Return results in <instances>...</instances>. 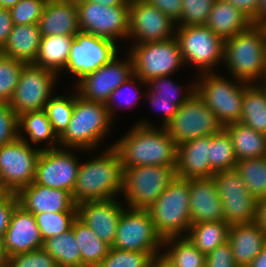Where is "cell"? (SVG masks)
<instances>
[{
  "label": "cell",
  "mask_w": 266,
  "mask_h": 267,
  "mask_svg": "<svg viewBox=\"0 0 266 267\" xmlns=\"http://www.w3.org/2000/svg\"><path fill=\"white\" fill-rule=\"evenodd\" d=\"M147 120L140 119L114 142L123 169L148 165L176 166V142L164 127Z\"/></svg>",
  "instance_id": "obj_1"
},
{
  "label": "cell",
  "mask_w": 266,
  "mask_h": 267,
  "mask_svg": "<svg viewBox=\"0 0 266 267\" xmlns=\"http://www.w3.org/2000/svg\"><path fill=\"white\" fill-rule=\"evenodd\" d=\"M110 143L99 154L80 162L72 197L76 205L95 200L119 198L123 191L124 169L120 154ZM105 149V150H104Z\"/></svg>",
  "instance_id": "obj_2"
},
{
  "label": "cell",
  "mask_w": 266,
  "mask_h": 267,
  "mask_svg": "<svg viewBox=\"0 0 266 267\" xmlns=\"http://www.w3.org/2000/svg\"><path fill=\"white\" fill-rule=\"evenodd\" d=\"M114 123L104 103L86 100L74 88V111L69 125L59 137V147L102 150L98 148H102V142L111 135Z\"/></svg>",
  "instance_id": "obj_3"
},
{
  "label": "cell",
  "mask_w": 266,
  "mask_h": 267,
  "mask_svg": "<svg viewBox=\"0 0 266 267\" xmlns=\"http://www.w3.org/2000/svg\"><path fill=\"white\" fill-rule=\"evenodd\" d=\"M223 65L233 78L260 84L266 78V35L260 24L225 39Z\"/></svg>",
  "instance_id": "obj_4"
},
{
  "label": "cell",
  "mask_w": 266,
  "mask_h": 267,
  "mask_svg": "<svg viewBox=\"0 0 266 267\" xmlns=\"http://www.w3.org/2000/svg\"><path fill=\"white\" fill-rule=\"evenodd\" d=\"M189 199V179L176 177L147 209L162 240L187 236L191 226Z\"/></svg>",
  "instance_id": "obj_5"
},
{
  "label": "cell",
  "mask_w": 266,
  "mask_h": 267,
  "mask_svg": "<svg viewBox=\"0 0 266 267\" xmlns=\"http://www.w3.org/2000/svg\"><path fill=\"white\" fill-rule=\"evenodd\" d=\"M229 78L220 72L196 76V92L223 127L240 122L245 92V82Z\"/></svg>",
  "instance_id": "obj_6"
},
{
  "label": "cell",
  "mask_w": 266,
  "mask_h": 267,
  "mask_svg": "<svg viewBox=\"0 0 266 267\" xmlns=\"http://www.w3.org/2000/svg\"><path fill=\"white\" fill-rule=\"evenodd\" d=\"M178 41L185 66L196 68L197 73H211L223 64L225 40L205 25L177 26ZM188 64V65H187ZM218 70H216V69Z\"/></svg>",
  "instance_id": "obj_7"
},
{
  "label": "cell",
  "mask_w": 266,
  "mask_h": 267,
  "mask_svg": "<svg viewBox=\"0 0 266 267\" xmlns=\"http://www.w3.org/2000/svg\"><path fill=\"white\" fill-rule=\"evenodd\" d=\"M176 166L148 165L124 168L123 203L132 209H148L177 177Z\"/></svg>",
  "instance_id": "obj_8"
},
{
  "label": "cell",
  "mask_w": 266,
  "mask_h": 267,
  "mask_svg": "<svg viewBox=\"0 0 266 267\" xmlns=\"http://www.w3.org/2000/svg\"><path fill=\"white\" fill-rule=\"evenodd\" d=\"M128 52L133 61L134 75L146 83L154 78L175 75L185 67L177 39L130 45Z\"/></svg>",
  "instance_id": "obj_9"
},
{
  "label": "cell",
  "mask_w": 266,
  "mask_h": 267,
  "mask_svg": "<svg viewBox=\"0 0 266 267\" xmlns=\"http://www.w3.org/2000/svg\"><path fill=\"white\" fill-rule=\"evenodd\" d=\"M58 79L60 77L54 71L25 64L9 101L10 107L18 116L28 111L44 110L48 100L57 93Z\"/></svg>",
  "instance_id": "obj_10"
},
{
  "label": "cell",
  "mask_w": 266,
  "mask_h": 267,
  "mask_svg": "<svg viewBox=\"0 0 266 267\" xmlns=\"http://www.w3.org/2000/svg\"><path fill=\"white\" fill-rule=\"evenodd\" d=\"M164 128L178 146L201 136L215 135L224 127L195 92L178 108L177 113Z\"/></svg>",
  "instance_id": "obj_11"
},
{
  "label": "cell",
  "mask_w": 266,
  "mask_h": 267,
  "mask_svg": "<svg viewBox=\"0 0 266 267\" xmlns=\"http://www.w3.org/2000/svg\"><path fill=\"white\" fill-rule=\"evenodd\" d=\"M163 240L157 234L147 209L125 207L118 221L115 241L111 247L119 250L147 252L152 256L162 252Z\"/></svg>",
  "instance_id": "obj_12"
},
{
  "label": "cell",
  "mask_w": 266,
  "mask_h": 267,
  "mask_svg": "<svg viewBox=\"0 0 266 267\" xmlns=\"http://www.w3.org/2000/svg\"><path fill=\"white\" fill-rule=\"evenodd\" d=\"M81 32L108 38L117 44L129 33V5L105 6L76 0ZM120 39V40H118Z\"/></svg>",
  "instance_id": "obj_13"
},
{
  "label": "cell",
  "mask_w": 266,
  "mask_h": 267,
  "mask_svg": "<svg viewBox=\"0 0 266 267\" xmlns=\"http://www.w3.org/2000/svg\"><path fill=\"white\" fill-rule=\"evenodd\" d=\"M116 42L88 34L78 32L74 36L71 45L69 58L66 64V69L63 71L66 76H71L76 82L73 86L84 76L95 71L102 65L110 62L115 56L119 55V47ZM119 51V52H118Z\"/></svg>",
  "instance_id": "obj_14"
},
{
  "label": "cell",
  "mask_w": 266,
  "mask_h": 267,
  "mask_svg": "<svg viewBox=\"0 0 266 267\" xmlns=\"http://www.w3.org/2000/svg\"><path fill=\"white\" fill-rule=\"evenodd\" d=\"M80 151L86 155L95 152L61 147L41 150L36 163L34 182L72 194L81 162L78 156Z\"/></svg>",
  "instance_id": "obj_15"
},
{
  "label": "cell",
  "mask_w": 266,
  "mask_h": 267,
  "mask_svg": "<svg viewBox=\"0 0 266 267\" xmlns=\"http://www.w3.org/2000/svg\"><path fill=\"white\" fill-rule=\"evenodd\" d=\"M40 148L17 138L0 147V182L13 194L30 185L35 179Z\"/></svg>",
  "instance_id": "obj_16"
},
{
  "label": "cell",
  "mask_w": 266,
  "mask_h": 267,
  "mask_svg": "<svg viewBox=\"0 0 266 267\" xmlns=\"http://www.w3.org/2000/svg\"><path fill=\"white\" fill-rule=\"evenodd\" d=\"M125 58L115 56L110 62L84 76L73 87L82 98L106 104L110 94L134 75L133 61L127 52Z\"/></svg>",
  "instance_id": "obj_17"
},
{
  "label": "cell",
  "mask_w": 266,
  "mask_h": 267,
  "mask_svg": "<svg viewBox=\"0 0 266 267\" xmlns=\"http://www.w3.org/2000/svg\"><path fill=\"white\" fill-rule=\"evenodd\" d=\"M176 22L146 0H130L128 39L132 45L165 41L175 36Z\"/></svg>",
  "instance_id": "obj_18"
},
{
  "label": "cell",
  "mask_w": 266,
  "mask_h": 267,
  "mask_svg": "<svg viewBox=\"0 0 266 267\" xmlns=\"http://www.w3.org/2000/svg\"><path fill=\"white\" fill-rule=\"evenodd\" d=\"M125 204L121 198L86 201L77 205V217L112 246Z\"/></svg>",
  "instance_id": "obj_19"
},
{
  "label": "cell",
  "mask_w": 266,
  "mask_h": 267,
  "mask_svg": "<svg viewBox=\"0 0 266 267\" xmlns=\"http://www.w3.org/2000/svg\"><path fill=\"white\" fill-rule=\"evenodd\" d=\"M43 245L35 215L18 204L2 240L5 257L38 250L43 248Z\"/></svg>",
  "instance_id": "obj_20"
},
{
  "label": "cell",
  "mask_w": 266,
  "mask_h": 267,
  "mask_svg": "<svg viewBox=\"0 0 266 267\" xmlns=\"http://www.w3.org/2000/svg\"><path fill=\"white\" fill-rule=\"evenodd\" d=\"M19 205L33 215L39 213L77 212L72 194L66 190L52 189L34 181L17 194Z\"/></svg>",
  "instance_id": "obj_21"
},
{
  "label": "cell",
  "mask_w": 266,
  "mask_h": 267,
  "mask_svg": "<svg viewBox=\"0 0 266 267\" xmlns=\"http://www.w3.org/2000/svg\"><path fill=\"white\" fill-rule=\"evenodd\" d=\"M191 224L225 221L223 206L213 178L189 179Z\"/></svg>",
  "instance_id": "obj_22"
},
{
  "label": "cell",
  "mask_w": 266,
  "mask_h": 267,
  "mask_svg": "<svg viewBox=\"0 0 266 267\" xmlns=\"http://www.w3.org/2000/svg\"><path fill=\"white\" fill-rule=\"evenodd\" d=\"M37 25L41 36H75L80 32L76 0H48Z\"/></svg>",
  "instance_id": "obj_23"
},
{
  "label": "cell",
  "mask_w": 266,
  "mask_h": 267,
  "mask_svg": "<svg viewBox=\"0 0 266 267\" xmlns=\"http://www.w3.org/2000/svg\"><path fill=\"white\" fill-rule=\"evenodd\" d=\"M175 169L179 178H211L209 136H201L178 145Z\"/></svg>",
  "instance_id": "obj_24"
},
{
  "label": "cell",
  "mask_w": 266,
  "mask_h": 267,
  "mask_svg": "<svg viewBox=\"0 0 266 267\" xmlns=\"http://www.w3.org/2000/svg\"><path fill=\"white\" fill-rule=\"evenodd\" d=\"M228 242L238 267H248L266 246V232L255 222L229 226Z\"/></svg>",
  "instance_id": "obj_25"
},
{
  "label": "cell",
  "mask_w": 266,
  "mask_h": 267,
  "mask_svg": "<svg viewBox=\"0 0 266 267\" xmlns=\"http://www.w3.org/2000/svg\"><path fill=\"white\" fill-rule=\"evenodd\" d=\"M40 41L41 33L37 24H14L0 53L25 64H34L39 53Z\"/></svg>",
  "instance_id": "obj_26"
},
{
  "label": "cell",
  "mask_w": 266,
  "mask_h": 267,
  "mask_svg": "<svg viewBox=\"0 0 266 267\" xmlns=\"http://www.w3.org/2000/svg\"><path fill=\"white\" fill-rule=\"evenodd\" d=\"M253 23L232 3L215 0L205 26L225 40L247 30Z\"/></svg>",
  "instance_id": "obj_27"
},
{
  "label": "cell",
  "mask_w": 266,
  "mask_h": 267,
  "mask_svg": "<svg viewBox=\"0 0 266 267\" xmlns=\"http://www.w3.org/2000/svg\"><path fill=\"white\" fill-rule=\"evenodd\" d=\"M18 126L19 138L31 146L33 145L41 150L59 147V138L54 133L44 110L22 113L18 116ZM44 142L46 145L43 144Z\"/></svg>",
  "instance_id": "obj_28"
},
{
  "label": "cell",
  "mask_w": 266,
  "mask_h": 267,
  "mask_svg": "<svg viewBox=\"0 0 266 267\" xmlns=\"http://www.w3.org/2000/svg\"><path fill=\"white\" fill-rule=\"evenodd\" d=\"M73 40L74 36H41L39 53L34 64L54 71L61 77L66 69Z\"/></svg>",
  "instance_id": "obj_29"
},
{
  "label": "cell",
  "mask_w": 266,
  "mask_h": 267,
  "mask_svg": "<svg viewBox=\"0 0 266 267\" xmlns=\"http://www.w3.org/2000/svg\"><path fill=\"white\" fill-rule=\"evenodd\" d=\"M232 139L237 161L266 156V135L241 122L224 127Z\"/></svg>",
  "instance_id": "obj_30"
},
{
  "label": "cell",
  "mask_w": 266,
  "mask_h": 267,
  "mask_svg": "<svg viewBox=\"0 0 266 267\" xmlns=\"http://www.w3.org/2000/svg\"><path fill=\"white\" fill-rule=\"evenodd\" d=\"M71 229L80 249L82 267H97L108 255L111 245L101 240L78 217L74 220Z\"/></svg>",
  "instance_id": "obj_31"
},
{
  "label": "cell",
  "mask_w": 266,
  "mask_h": 267,
  "mask_svg": "<svg viewBox=\"0 0 266 267\" xmlns=\"http://www.w3.org/2000/svg\"><path fill=\"white\" fill-rule=\"evenodd\" d=\"M240 122L266 135V90L261 84L245 83Z\"/></svg>",
  "instance_id": "obj_32"
},
{
  "label": "cell",
  "mask_w": 266,
  "mask_h": 267,
  "mask_svg": "<svg viewBox=\"0 0 266 267\" xmlns=\"http://www.w3.org/2000/svg\"><path fill=\"white\" fill-rule=\"evenodd\" d=\"M229 226L225 221L191 224L186 237L200 252L207 255L228 241Z\"/></svg>",
  "instance_id": "obj_33"
},
{
  "label": "cell",
  "mask_w": 266,
  "mask_h": 267,
  "mask_svg": "<svg viewBox=\"0 0 266 267\" xmlns=\"http://www.w3.org/2000/svg\"><path fill=\"white\" fill-rule=\"evenodd\" d=\"M43 249L54 258L57 267H82L80 249L72 229L45 240Z\"/></svg>",
  "instance_id": "obj_34"
},
{
  "label": "cell",
  "mask_w": 266,
  "mask_h": 267,
  "mask_svg": "<svg viewBox=\"0 0 266 267\" xmlns=\"http://www.w3.org/2000/svg\"><path fill=\"white\" fill-rule=\"evenodd\" d=\"M162 251L176 267H205L206 255L187 237H171L163 240Z\"/></svg>",
  "instance_id": "obj_35"
},
{
  "label": "cell",
  "mask_w": 266,
  "mask_h": 267,
  "mask_svg": "<svg viewBox=\"0 0 266 267\" xmlns=\"http://www.w3.org/2000/svg\"><path fill=\"white\" fill-rule=\"evenodd\" d=\"M172 75H165L154 78L147 82V92L154 99L175 100V104L180 107L196 92V79L188 82V86L177 84ZM174 80V81H173ZM176 83V84H175ZM184 85V86H183ZM184 91V92H183Z\"/></svg>",
  "instance_id": "obj_36"
},
{
  "label": "cell",
  "mask_w": 266,
  "mask_h": 267,
  "mask_svg": "<svg viewBox=\"0 0 266 267\" xmlns=\"http://www.w3.org/2000/svg\"><path fill=\"white\" fill-rule=\"evenodd\" d=\"M142 86H144L143 88H147V83L142 81L136 75H133L110 94V97L105 105L109 116L113 121L116 120L115 116L117 115V111L124 108V110L127 108H133L137 105V102L139 104V98L143 99L145 97L146 89L141 92L140 87Z\"/></svg>",
  "instance_id": "obj_37"
},
{
  "label": "cell",
  "mask_w": 266,
  "mask_h": 267,
  "mask_svg": "<svg viewBox=\"0 0 266 267\" xmlns=\"http://www.w3.org/2000/svg\"><path fill=\"white\" fill-rule=\"evenodd\" d=\"M209 165L211 177L217 172L235 169L237 165L232 139L224 128L209 136Z\"/></svg>",
  "instance_id": "obj_38"
},
{
  "label": "cell",
  "mask_w": 266,
  "mask_h": 267,
  "mask_svg": "<svg viewBox=\"0 0 266 267\" xmlns=\"http://www.w3.org/2000/svg\"><path fill=\"white\" fill-rule=\"evenodd\" d=\"M235 169L251 195L266 196V157L239 160Z\"/></svg>",
  "instance_id": "obj_39"
},
{
  "label": "cell",
  "mask_w": 266,
  "mask_h": 267,
  "mask_svg": "<svg viewBox=\"0 0 266 267\" xmlns=\"http://www.w3.org/2000/svg\"><path fill=\"white\" fill-rule=\"evenodd\" d=\"M45 104L44 111L59 138L66 130L74 111V90L67 94H56Z\"/></svg>",
  "instance_id": "obj_40"
},
{
  "label": "cell",
  "mask_w": 266,
  "mask_h": 267,
  "mask_svg": "<svg viewBox=\"0 0 266 267\" xmlns=\"http://www.w3.org/2000/svg\"><path fill=\"white\" fill-rule=\"evenodd\" d=\"M220 200L225 222L229 225L254 222L257 204L255 197H235Z\"/></svg>",
  "instance_id": "obj_41"
},
{
  "label": "cell",
  "mask_w": 266,
  "mask_h": 267,
  "mask_svg": "<svg viewBox=\"0 0 266 267\" xmlns=\"http://www.w3.org/2000/svg\"><path fill=\"white\" fill-rule=\"evenodd\" d=\"M35 218L41 238L45 241L71 230L77 212L39 213L35 214Z\"/></svg>",
  "instance_id": "obj_42"
},
{
  "label": "cell",
  "mask_w": 266,
  "mask_h": 267,
  "mask_svg": "<svg viewBox=\"0 0 266 267\" xmlns=\"http://www.w3.org/2000/svg\"><path fill=\"white\" fill-rule=\"evenodd\" d=\"M25 63L0 53V101L9 102Z\"/></svg>",
  "instance_id": "obj_43"
},
{
  "label": "cell",
  "mask_w": 266,
  "mask_h": 267,
  "mask_svg": "<svg viewBox=\"0 0 266 267\" xmlns=\"http://www.w3.org/2000/svg\"><path fill=\"white\" fill-rule=\"evenodd\" d=\"M212 178L216 183L220 199L254 197L248 192L244 181L236 169L217 172Z\"/></svg>",
  "instance_id": "obj_44"
},
{
  "label": "cell",
  "mask_w": 266,
  "mask_h": 267,
  "mask_svg": "<svg viewBox=\"0 0 266 267\" xmlns=\"http://www.w3.org/2000/svg\"><path fill=\"white\" fill-rule=\"evenodd\" d=\"M153 256L147 252L110 248L97 267H150Z\"/></svg>",
  "instance_id": "obj_45"
},
{
  "label": "cell",
  "mask_w": 266,
  "mask_h": 267,
  "mask_svg": "<svg viewBox=\"0 0 266 267\" xmlns=\"http://www.w3.org/2000/svg\"><path fill=\"white\" fill-rule=\"evenodd\" d=\"M215 0H182L177 26L205 25Z\"/></svg>",
  "instance_id": "obj_46"
},
{
  "label": "cell",
  "mask_w": 266,
  "mask_h": 267,
  "mask_svg": "<svg viewBox=\"0 0 266 267\" xmlns=\"http://www.w3.org/2000/svg\"><path fill=\"white\" fill-rule=\"evenodd\" d=\"M48 0H20L9 9L14 24H37Z\"/></svg>",
  "instance_id": "obj_47"
},
{
  "label": "cell",
  "mask_w": 266,
  "mask_h": 267,
  "mask_svg": "<svg viewBox=\"0 0 266 267\" xmlns=\"http://www.w3.org/2000/svg\"><path fill=\"white\" fill-rule=\"evenodd\" d=\"M5 267H57L54 258L43 248L7 257Z\"/></svg>",
  "instance_id": "obj_48"
},
{
  "label": "cell",
  "mask_w": 266,
  "mask_h": 267,
  "mask_svg": "<svg viewBox=\"0 0 266 267\" xmlns=\"http://www.w3.org/2000/svg\"><path fill=\"white\" fill-rule=\"evenodd\" d=\"M19 138L18 115L9 102L0 101V147Z\"/></svg>",
  "instance_id": "obj_49"
},
{
  "label": "cell",
  "mask_w": 266,
  "mask_h": 267,
  "mask_svg": "<svg viewBox=\"0 0 266 267\" xmlns=\"http://www.w3.org/2000/svg\"><path fill=\"white\" fill-rule=\"evenodd\" d=\"M205 267H238L234 261L232 248L228 241L217 246L206 255Z\"/></svg>",
  "instance_id": "obj_50"
},
{
  "label": "cell",
  "mask_w": 266,
  "mask_h": 267,
  "mask_svg": "<svg viewBox=\"0 0 266 267\" xmlns=\"http://www.w3.org/2000/svg\"><path fill=\"white\" fill-rule=\"evenodd\" d=\"M144 101L149 102L151 107L157 109V111L163 113L161 127H165L178 111V106L175 104V100L154 99L147 91L145 93Z\"/></svg>",
  "instance_id": "obj_51"
},
{
  "label": "cell",
  "mask_w": 266,
  "mask_h": 267,
  "mask_svg": "<svg viewBox=\"0 0 266 267\" xmlns=\"http://www.w3.org/2000/svg\"><path fill=\"white\" fill-rule=\"evenodd\" d=\"M18 204V197L13 193L0 204V240H3L4 234L9 226L12 213Z\"/></svg>",
  "instance_id": "obj_52"
},
{
  "label": "cell",
  "mask_w": 266,
  "mask_h": 267,
  "mask_svg": "<svg viewBox=\"0 0 266 267\" xmlns=\"http://www.w3.org/2000/svg\"><path fill=\"white\" fill-rule=\"evenodd\" d=\"M176 23L181 17L182 0H146Z\"/></svg>",
  "instance_id": "obj_53"
},
{
  "label": "cell",
  "mask_w": 266,
  "mask_h": 267,
  "mask_svg": "<svg viewBox=\"0 0 266 267\" xmlns=\"http://www.w3.org/2000/svg\"><path fill=\"white\" fill-rule=\"evenodd\" d=\"M232 3L245 15H247L254 23L258 24V8L259 0H224Z\"/></svg>",
  "instance_id": "obj_54"
},
{
  "label": "cell",
  "mask_w": 266,
  "mask_h": 267,
  "mask_svg": "<svg viewBox=\"0 0 266 267\" xmlns=\"http://www.w3.org/2000/svg\"><path fill=\"white\" fill-rule=\"evenodd\" d=\"M13 25L9 9L0 7V50L5 45Z\"/></svg>",
  "instance_id": "obj_55"
},
{
  "label": "cell",
  "mask_w": 266,
  "mask_h": 267,
  "mask_svg": "<svg viewBox=\"0 0 266 267\" xmlns=\"http://www.w3.org/2000/svg\"><path fill=\"white\" fill-rule=\"evenodd\" d=\"M254 222L266 232V196L257 199L256 216Z\"/></svg>",
  "instance_id": "obj_56"
},
{
  "label": "cell",
  "mask_w": 266,
  "mask_h": 267,
  "mask_svg": "<svg viewBox=\"0 0 266 267\" xmlns=\"http://www.w3.org/2000/svg\"><path fill=\"white\" fill-rule=\"evenodd\" d=\"M150 267H176V266L163 252H160L153 256Z\"/></svg>",
  "instance_id": "obj_57"
},
{
  "label": "cell",
  "mask_w": 266,
  "mask_h": 267,
  "mask_svg": "<svg viewBox=\"0 0 266 267\" xmlns=\"http://www.w3.org/2000/svg\"><path fill=\"white\" fill-rule=\"evenodd\" d=\"M248 267H266V246L251 261V264Z\"/></svg>",
  "instance_id": "obj_58"
},
{
  "label": "cell",
  "mask_w": 266,
  "mask_h": 267,
  "mask_svg": "<svg viewBox=\"0 0 266 267\" xmlns=\"http://www.w3.org/2000/svg\"><path fill=\"white\" fill-rule=\"evenodd\" d=\"M84 1L93 2L105 6L130 5V0H84Z\"/></svg>",
  "instance_id": "obj_59"
},
{
  "label": "cell",
  "mask_w": 266,
  "mask_h": 267,
  "mask_svg": "<svg viewBox=\"0 0 266 267\" xmlns=\"http://www.w3.org/2000/svg\"><path fill=\"white\" fill-rule=\"evenodd\" d=\"M266 19V0H259L258 24Z\"/></svg>",
  "instance_id": "obj_60"
},
{
  "label": "cell",
  "mask_w": 266,
  "mask_h": 267,
  "mask_svg": "<svg viewBox=\"0 0 266 267\" xmlns=\"http://www.w3.org/2000/svg\"><path fill=\"white\" fill-rule=\"evenodd\" d=\"M11 194L12 192L0 182V204L4 202Z\"/></svg>",
  "instance_id": "obj_61"
},
{
  "label": "cell",
  "mask_w": 266,
  "mask_h": 267,
  "mask_svg": "<svg viewBox=\"0 0 266 267\" xmlns=\"http://www.w3.org/2000/svg\"><path fill=\"white\" fill-rule=\"evenodd\" d=\"M20 0H0V7L10 9L15 6Z\"/></svg>",
  "instance_id": "obj_62"
},
{
  "label": "cell",
  "mask_w": 266,
  "mask_h": 267,
  "mask_svg": "<svg viewBox=\"0 0 266 267\" xmlns=\"http://www.w3.org/2000/svg\"><path fill=\"white\" fill-rule=\"evenodd\" d=\"M6 257L2 248V240H0V266H5Z\"/></svg>",
  "instance_id": "obj_63"
},
{
  "label": "cell",
  "mask_w": 266,
  "mask_h": 267,
  "mask_svg": "<svg viewBox=\"0 0 266 267\" xmlns=\"http://www.w3.org/2000/svg\"><path fill=\"white\" fill-rule=\"evenodd\" d=\"M260 25L264 28V31H265V35H266V19H264Z\"/></svg>",
  "instance_id": "obj_64"
},
{
  "label": "cell",
  "mask_w": 266,
  "mask_h": 267,
  "mask_svg": "<svg viewBox=\"0 0 266 267\" xmlns=\"http://www.w3.org/2000/svg\"><path fill=\"white\" fill-rule=\"evenodd\" d=\"M266 90V78L260 83Z\"/></svg>",
  "instance_id": "obj_65"
}]
</instances>
